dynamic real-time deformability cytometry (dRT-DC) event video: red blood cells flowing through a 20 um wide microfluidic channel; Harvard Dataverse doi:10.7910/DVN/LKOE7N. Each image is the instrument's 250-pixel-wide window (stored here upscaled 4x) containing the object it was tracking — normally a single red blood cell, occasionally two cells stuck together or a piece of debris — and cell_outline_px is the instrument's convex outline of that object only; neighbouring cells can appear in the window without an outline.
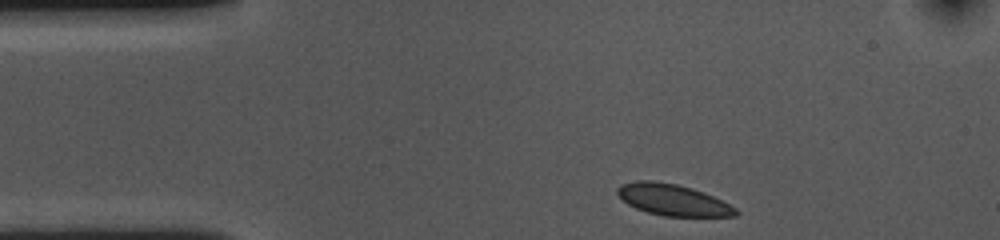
{"species": "common noctule bat (a hibernating species)", "species_latin": "Nyctalus noctula", "temperature_condition": "cold", "stored_images_in_passage": 36, "camera_frame_rate_fps": 3000, "um_per_image_px": 0.085, "animal": {"sex": "female", "body_mass_g": 10.0, "forearm_length_mm": 53.1}, "frame": {"image": 1, "passage_image": 1, "time_ms": 0.0, "image_size_px": [1000, 240], "cell_outline_px": [[740, 212], [736, 216], [664, 216], [648, 212], [636, 208], [628, 204], [616, 192], [616, 188], [620, 184], [636, 180], [652, 180], [676, 184], [692, 188], [704, 192], [736, 208]], "centroid_in_image_um": [57.17, 16.98], "position_along_channel_um": 27.8, "area_um2": 21.5}}
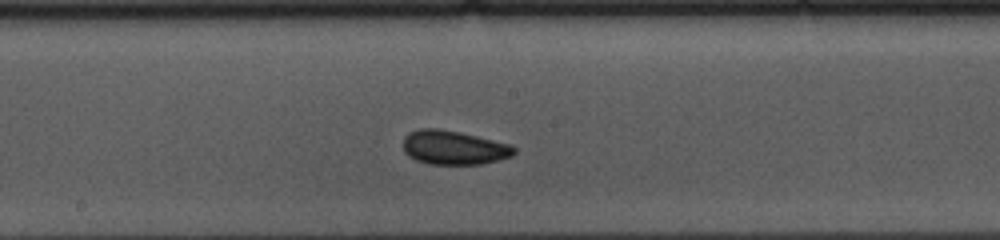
{"frame": {"image": 2, "passage_image": 20, "time_ms": 6.333, "image_size_px": [1000, 240], "cell_outline_px": [[516, 152], [512, 156], [480, 164], [428, 164], [416, 160], [408, 156], [404, 152], [404, 136], [408, 132], [420, 128], [440, 128], [460, 132], [508, 144], [516, 148]], "centroid_in_image_um": [38.52, 12.54], "position_along_channel_um": 209.7, "area_um2": 21.96}}
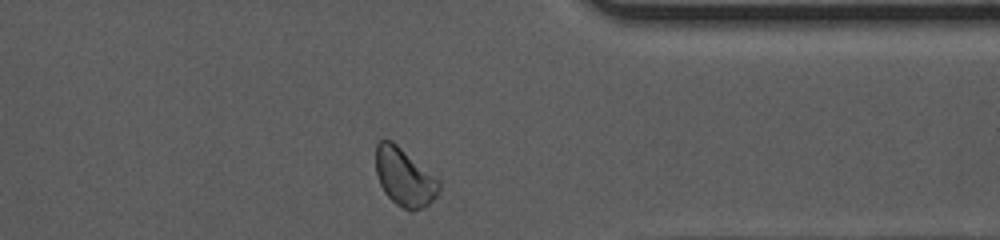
{"frame": {"image": 3, "passage_image": 35, "time_ms": 11.333, "image_size_px": [1000, 240], "cell_outline_px": [[440, 188], [436, 196], [424, 208], [412, 212], [396, 204], [384, 192], [380, 184], [376, 172], [376, 144], [380, 140], [392, 140], [440, 180]], "centroid_in_image_um": [34.38, 15.07], "position_along_channel_um": 377.0, "area_um2": 21.33}, "authors_computed_cell_mechanics": {"area_um2": 21.4727, "velocity_mm_per_s": 3.5614, "shape_relaxation_time_tau1_ms": 4.3031, "shape_relaxation_time_tau2_ms": 1.3713, "deformation_change_tau1": 0.0511, "deformation_change_tau2": 0.057}}